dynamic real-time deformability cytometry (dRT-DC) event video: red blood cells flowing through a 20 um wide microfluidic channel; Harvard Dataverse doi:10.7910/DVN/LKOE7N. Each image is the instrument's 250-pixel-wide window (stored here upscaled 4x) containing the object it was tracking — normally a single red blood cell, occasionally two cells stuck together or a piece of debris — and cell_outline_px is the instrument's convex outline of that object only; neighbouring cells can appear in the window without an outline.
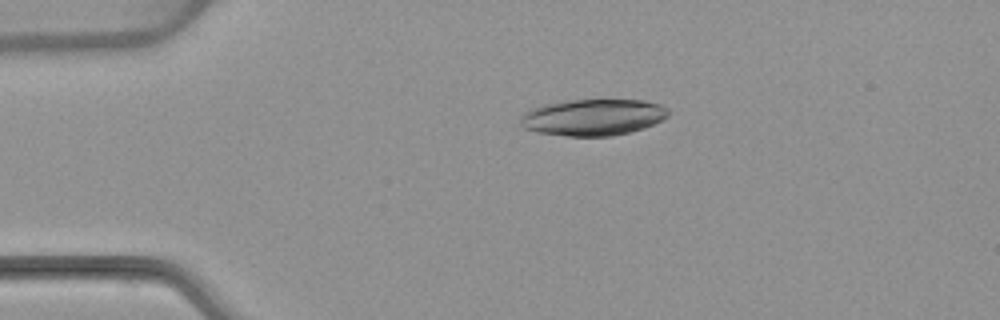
{"species": "common noctule bat (a hibernating species)", "species_latin": "Nyctalus noctula", "temperature_condition": "warm", "stored_images_in_passage": 53, "camera_frame_rate_fps": 3000, "um_per_image_px": 0.085, "animal": {"sex": "female", "body_mass_g": 22.7, "forearm_length_mm": 54.2}, "frame": {"image": 1, "passage_image": 11, "time_ms": 3.333, "image_size_px": [1000, 320], "cell_outline_px": [[668, 116], [644, 128], [612, 136], [568, 136], [536, 132], [524, 128], [520, 124], [520, 116], [528, 108], [544, 104], [564, 100], [644, 100], [660, 104], [668, 108]], "centroid_in_image_um": [50.35, 9.96], "position_along_channel_um": 34.6, "area_um2": 31.62}}
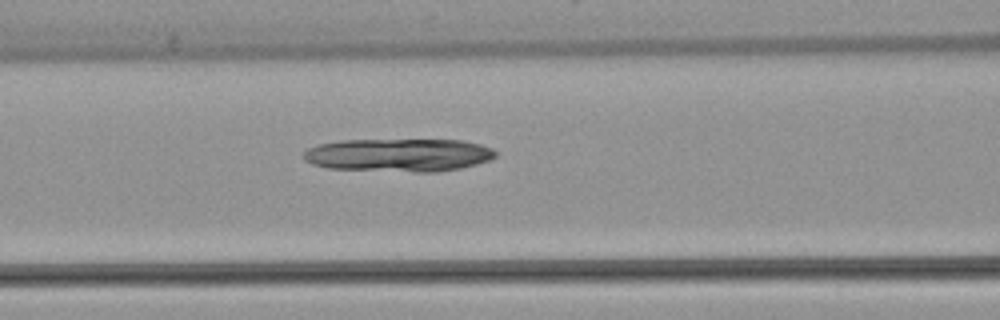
{"frame": {"image": 2, "passage_image": 22, "time_ms": 7.0, "image_size_px": [1000, 320], "cell_outline_px": [[496, 156], [488, 160], [476, 164], [460, 168], [436, 172], [416, 172], [328, 168], [312, 164], [304, 160], [304, 152], [308, 148], [320, 144], [340, 140], [464, 140], [480, 144], [492, 148], [496, 152]], "centroid_in_image_um": [33.9, 13.17], "position_along_channel_um": 132.7, "area_um2": 36.99}}
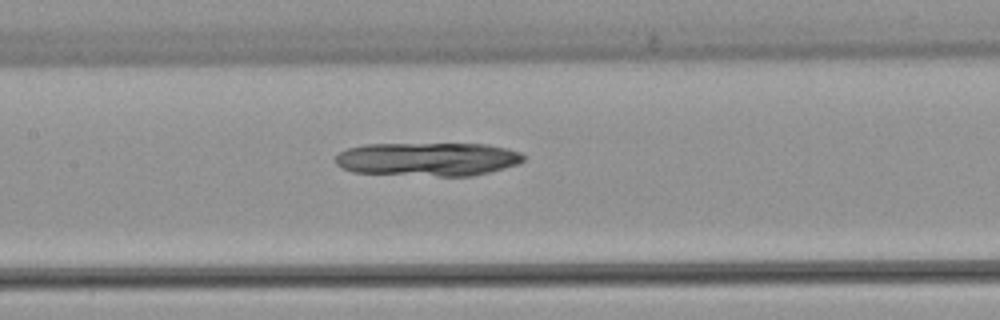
{"frame": {"image": 3, "passage_image": 25, "time_ms": 8.0, "image_size_px": [1000, 320], "cell_outline_px": [[524, 160], [520, 164], [472, 176], [440, 176], [352, 172], [340, 168], [336, 164], [336, 156], [340, 152], [348, 148], [364, 144], [488, 144], [508, 148], [520, 152], [524, 156]], "centroid_in_image_um": [36.38, 13.53], "position_along_channel_um": 171.0, "area_um2": 36.93}}